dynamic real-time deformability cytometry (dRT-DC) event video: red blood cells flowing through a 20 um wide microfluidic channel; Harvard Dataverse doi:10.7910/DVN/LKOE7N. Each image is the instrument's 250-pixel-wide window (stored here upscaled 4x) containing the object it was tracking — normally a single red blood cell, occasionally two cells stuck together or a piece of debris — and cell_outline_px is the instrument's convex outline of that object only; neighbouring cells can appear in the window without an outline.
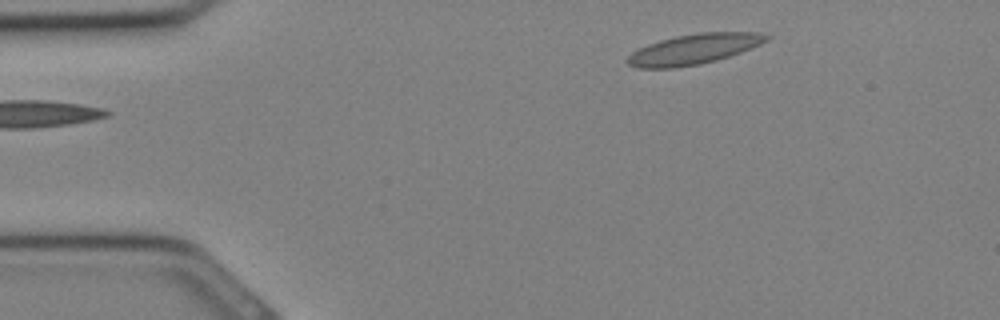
{"species": "Egyptian fruit bat (a non-hibernating species)", "species_latin": "Rousettus aegyptiacus", "temperature_condition": "cold", "stored_images_in_passage": 28, "camera_frame_rate_fps": 3000, "um_per_image_px": 0.085, "animal": {"sex": "female"}, "frame": {"image": 1, "passage_image": 1, "time_ms": 0.0, "image_size_px": [1000, 320], "cell_outline_px": [[772, 36], [768, 40], [760, 44], [740, 52], [716, 60], [700, 64], [672, 68], [636, 68], [628, 64], [624, 60], [632, 52], [648, 44], [660, 40], [676, 36], [700, 32], [760, 32]], "centroid_in_image_um": [58.97, 4.17], "position_along_channel_um": 26.0, "area_um2": 24.45}}
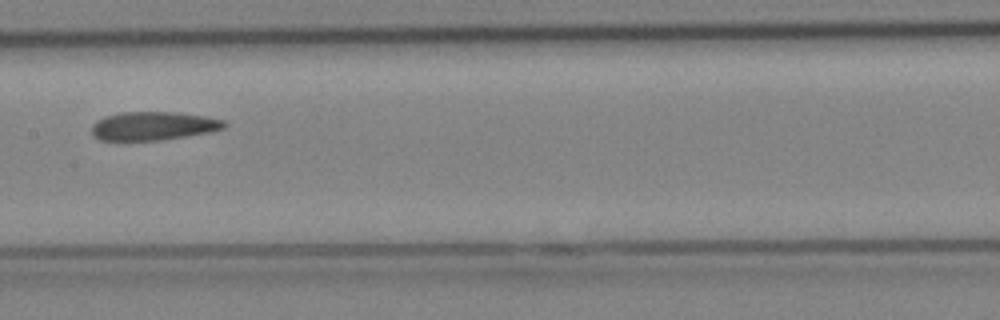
{"frame": {"image": 2, "passage_image": 12, "time_ms": 3.667, "image_size_px": [1000, 320], "cell_outline_px": [[228, 124], [224, 128], [212, 132], [160, 140], [100, 140], [92, 136], [92, 124], [96, 120], [104, 116], [120, 112], [176, 112], [204, 116], [224, 120]], "centroid_in_image_um": [13.02, 10.7], "position_along_channel_um": 194.4, "area_um2": 22.2}}
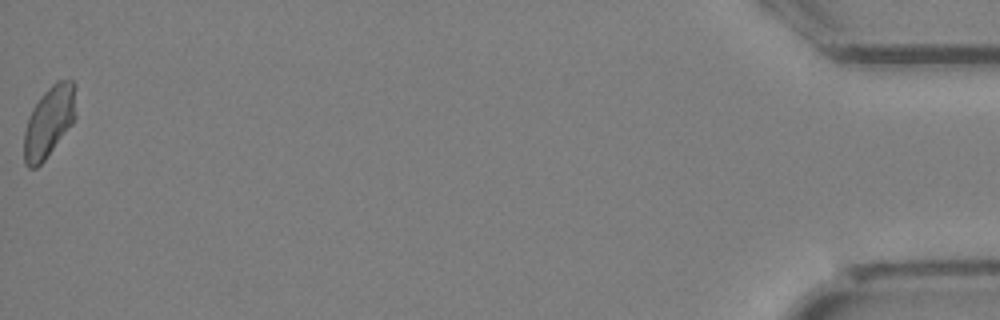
{"frame": {"image": 3, "passage_image": 28, "time_ms": 9.0, "image_size_px": [1000, 320], "cell_outline_px": [[76, 116], [72, 124], [44, 160], [36, 168], [28, 168], [24, 164], [24, 132], [28, 116], [32, 108], [40, 96], [56, 80], [72, 80], [76, 84]], "centroid_in_image_um": [4.18, 10.31], "position_along_channel_um": 431.0, "area_um2": 21.68}}